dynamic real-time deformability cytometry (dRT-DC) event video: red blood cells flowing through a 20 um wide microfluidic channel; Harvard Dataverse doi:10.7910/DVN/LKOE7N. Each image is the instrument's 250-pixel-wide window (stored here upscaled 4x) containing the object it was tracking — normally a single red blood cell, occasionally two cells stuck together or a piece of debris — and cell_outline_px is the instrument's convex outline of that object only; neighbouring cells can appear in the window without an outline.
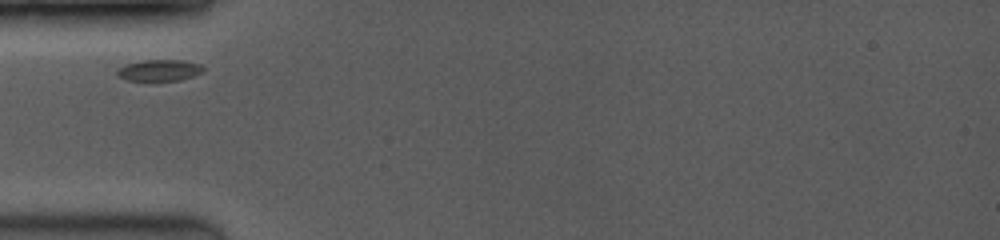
{"species": "common noctule bat (a hibernating species)", "species_latin": "Nyctalus noctula", "temperature_condition": "room temperature", "stored_images_in_passage": 23, "camera_frame_rate_fps": 3500, "um_per_image_px": 0.085, "animal": {"sex": "female", "body_mass_g": 19.0, "forearm_length_mm": 53.3}, "frame": {"image": 1, "passage_image": 1, "time_ms": 0.0, "image_size_px": [1000, 240], "cell_outline_px": [[204, 72], [180, 80], [124, 80], [116, 76], [116, 68], [128, 64], [144, 60], [180, 60], [200, 64], [204, 68]], "centroid_in_image_um": [13.51, 5.98], "position_along_channel_um": 71.5, "area_um2": 10.69}}
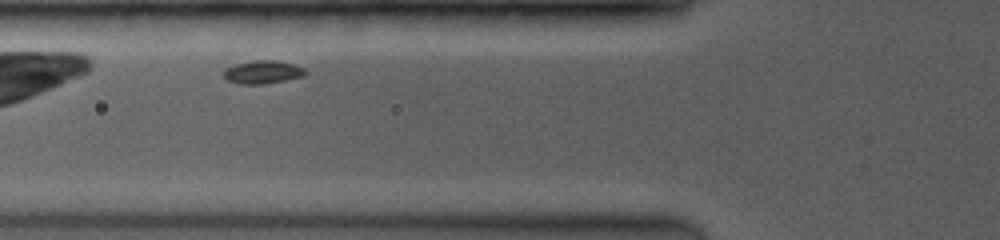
{"frame": {"image": 2, "passage_image": 4, "time_ms": 0.857, "image_size_px": [1000, 240], "cell_outline_px": [[308, 72], [304, 76], [264, 84], [240, 84], [228, 80], [224, 76], [224, 68], [236, 64], [252, 60], [276, 60], [292, 64], [304, 68]], "centroid_in_image_um": [22.33, 6.12], "position_along_channel_um": 103.5, "area_um2": 10.98}}